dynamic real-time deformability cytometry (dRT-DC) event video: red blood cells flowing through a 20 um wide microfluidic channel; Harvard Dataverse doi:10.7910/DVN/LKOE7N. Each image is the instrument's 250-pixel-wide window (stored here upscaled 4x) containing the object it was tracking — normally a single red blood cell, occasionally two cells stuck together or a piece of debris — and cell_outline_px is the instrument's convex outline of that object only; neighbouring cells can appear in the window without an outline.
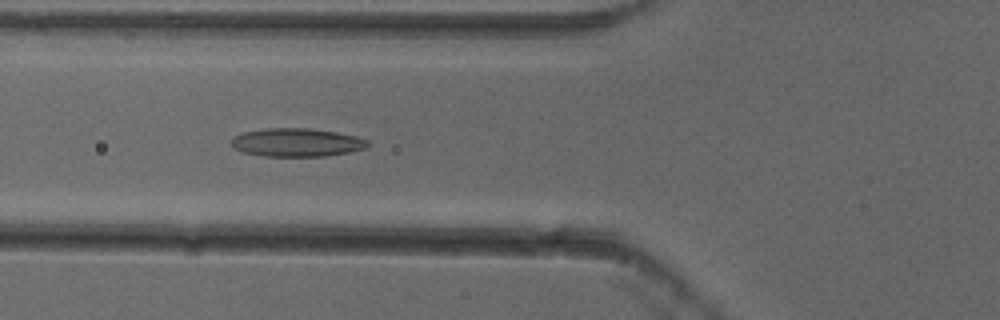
{"species": "common noctule bat (a hibernating species)", "species_latin": "Nyctalus noctula", "temperature_condition": "cold", "stored_images_in_passage": 43, "camera_frame_rate_fps": 3000, "um_per_image_px": 0.085, "animal": {"sex": "female"}, "frame": {"image": 1, "passage_image": 10, "time_ms": 3.0, "image_size_px": [1000, 320], "cell_outline_px": [[372, 144], [368, 148], [352, 152], [324, 156], [264, 156], [240, 152], [232, 148], [232, 136], [244, 132], [268, 128], [308, 128], [336, 132], [356, 136], [368, 140]], "centroid_in_image_um": [25.25, 12.11], "position_along_channel_um": 100.6, "area_um2": 22.83}}
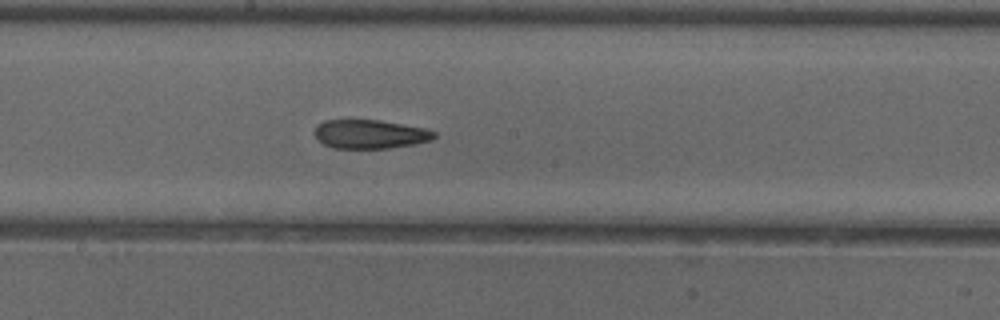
{"frame": {"image": 2, "passage_image": 19, "time_ms": 6.0, "image_size_px": [1000, 320], "cell_outline_px": [[436, 136], [432, 140], [416, 144], [388, 148], [336, 148], [324, 144], [316, 140], [312, 132], [316, 124], [324, 120], [380, 120], [424, 128], [436, 132]], "centroid_in_image_um": [31.41, 11.4], "position_along_channel_um": 216.8, "area_um2": 20.35}}
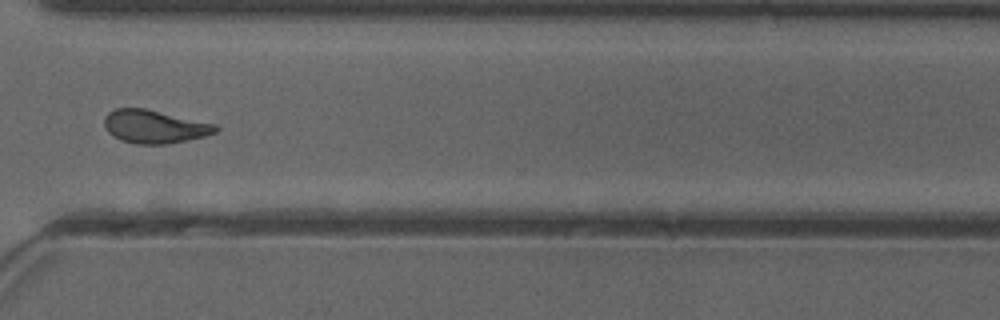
{"frame": {"image": 3, "passage_image": 30, "time_ms": 9.667, "image_size_px": [1000, 320], "cell_outline_px": [[220, 128], [216, 132], [204, 136], [188, 140], [168, 144], [136, 144], [120, 140], [112, 136], [104, 128], [104, 116], [108, 112], [116, 108], [144, 108], [216, 124]], "centroid_in_image_um": [13.1, 10.76], "position_along_channel_um": 357.5, "area_um2": 21.68}, "authors_computed_cell_mechanics": {"area_um2": 21.386, "velocity_mm_per_s": 3.847, "shape_relaxation_time_tau1_ms": null, "shape_relaxation_time_tau2_ms": 3.6632, "deformation_change_tau1": null, "deformation_change_tau2": 0.1175}}